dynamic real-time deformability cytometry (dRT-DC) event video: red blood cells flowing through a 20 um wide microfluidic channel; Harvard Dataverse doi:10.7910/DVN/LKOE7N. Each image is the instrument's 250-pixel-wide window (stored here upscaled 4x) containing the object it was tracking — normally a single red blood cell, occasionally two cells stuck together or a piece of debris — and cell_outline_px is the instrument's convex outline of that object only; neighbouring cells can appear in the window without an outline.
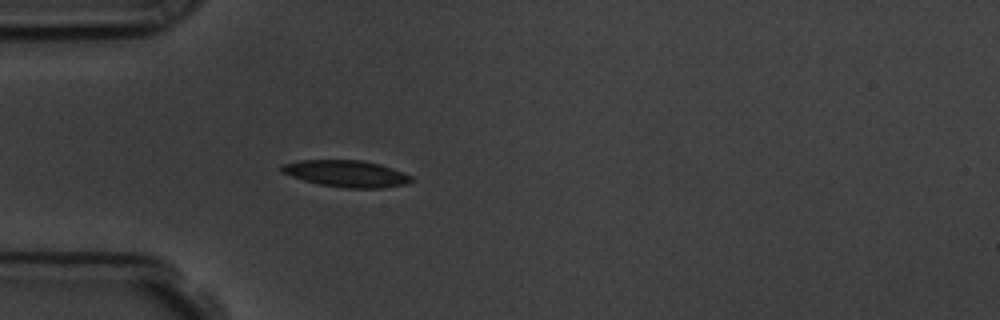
{"species": "common noctule bat (a hibernating species)", "species_latin": "Nyctalus noctula", "temperature_condition": "room temperature", "stored_images_in_passage": 47, "camera_frame_rate_fps": 3000, "um_per_image_px": 0.085, "animal": {"sex": "male", "body_mass_g": 19.5, "forearm_length_mm": 54.6}, "frame": {"image": 1, "passage_image": 7, "time_ms": 2.0, "image_size_px": [1000, 320], "cell_outline_px": [[412, 180], [408, 184], [384, 188], [344, 188], [320, 184], [304, 180], [280, 172], [280, 164], [300, 160], [360, 160], [380, 164], [392, 168], [412, 176]], "centroid_in_image_um": [29.43, 14.76], "position_along_channel_um": 55.6, "area_um2": 20.23}}
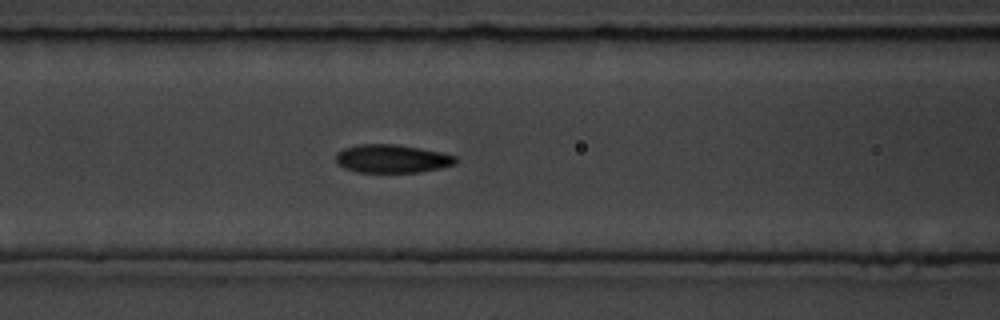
{"frame": {"image": 2, "passage_image": 14, "time_ms": 4.333, "image_size_px": [1000, 320], "cell_outline_px": [[456, 164], [440, 168], [420, 172], [356, 172], [344, 168], [336, 164], [336, 152], [344, 148], [360, 144], [396, 144], [420, 148], [440, 152], [456, 156]], "centroid_in_image_um": [33.29, 13.49], "position_along_channel_um": 133.3, "area_um2": 19.83}}
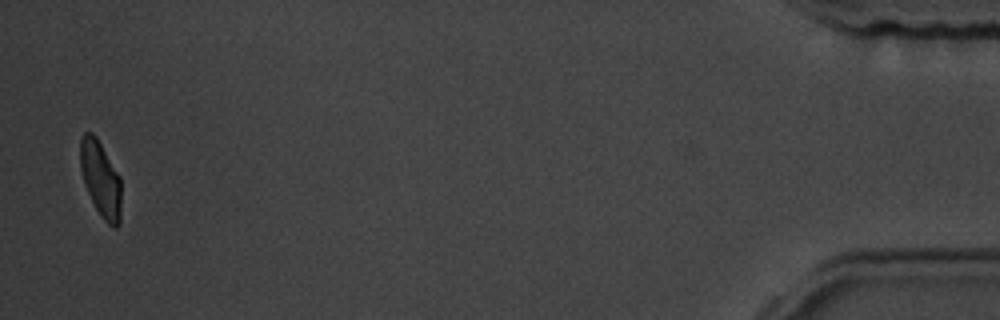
{"frame": {"image": 3, "passage_image": 46, "time_ms": 15.0, "image_size_px": [1000, 320], "cell_outline_px": [[120, 224], [116, 228], [112, 228], [104, 220], [96, 208], [84, 184], [80, 168], [80, 136], [84, 132], [92, 132], [96, 136], [120, 176]], "centroid_in_image_um": [8.54, 15.2], "position_along_channel_um": 426.7, "area_um2": 18.09}, "authors_computed_cell_mechanics": {"area_um2": 19.4208, "velocity_mm_per_s": 3.601, "shape_relaxation_time_tau1_ms": 2.4746, "shape_relaxation_time_tau2_ms": 2.9586, "deformation_change_tau1": 0.1352, "deformation_change_tau2": 0.0713}}